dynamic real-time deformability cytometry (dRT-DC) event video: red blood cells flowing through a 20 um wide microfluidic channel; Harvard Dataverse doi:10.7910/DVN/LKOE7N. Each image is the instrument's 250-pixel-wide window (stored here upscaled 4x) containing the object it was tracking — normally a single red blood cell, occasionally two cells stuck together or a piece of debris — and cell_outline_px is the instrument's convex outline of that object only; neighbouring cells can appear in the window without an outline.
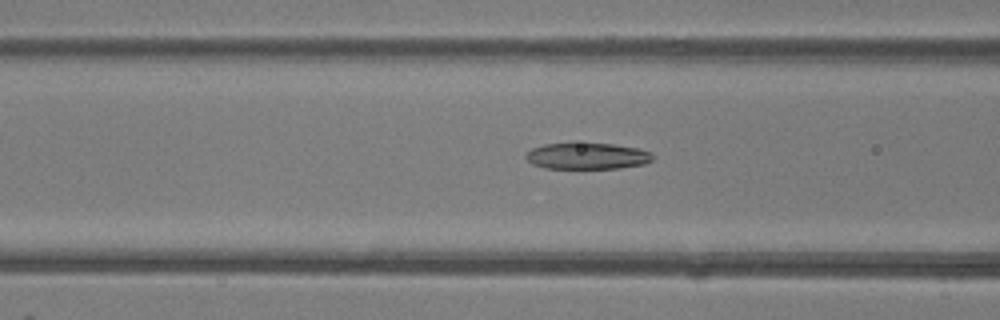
{"species": "common noctule bat (a hibernating species)", "species_latin": "Nyctalus noctula", "temperature_condition": "room temperature", "stored_images_in_passage": 46, "camera_frame_rate_fps": 3000, "um_per_image_px": 0.085, "animal": {"sex": "female"}, "frame": {"image": 1, "passage_image": 18, "time_ms": 5.667, "image_size_px": [1000, 320], "cell_outline_px": [[656, 156], [652, 160], [644, 164], [620, 168], [544, 168], [532, 164], [524, 156], [532, 148], [544, 144], [572, 140], [612, 144], [640, 148], [652, 152]], "centroid_in_image_um": [49.92, 13.21], "position_along_channel_um": 116.7, "area_um2": 20.4}}
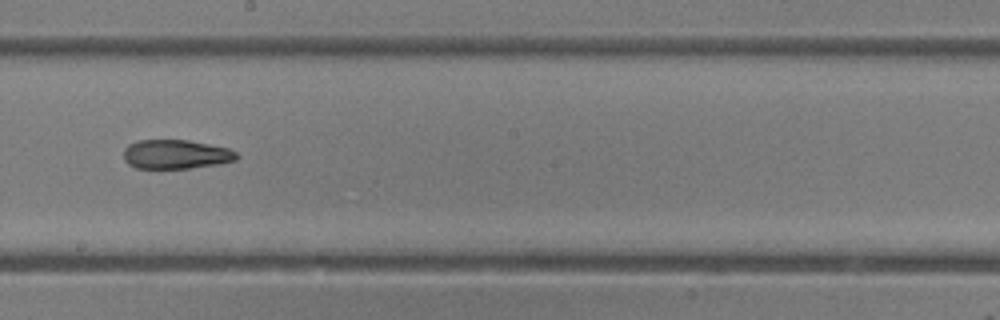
{"frame": {"image": 2, "passage_image": 26, "time_ms": 8.333, "image_size_px": [1000, 320], "cell_outline_px": [[240, 156], [236, 160], [220, 164], [188, 168], [136, 168], [128, 164], [124, 160], [124, 148], [128, 144], [136, 140], [188, 140], [228, 148], [236, 152]], "centroid_in_image_um": [14.94, 13.11], "position_along_channel_um": 233.3, "area_um2": 19.31}}
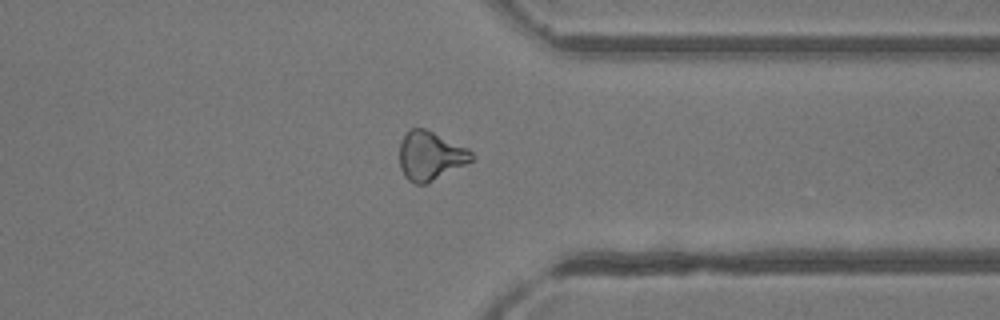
{"frame": {"image": 3, "passage_image": 36, "time_ms": 11.667, "image_size_px": [1000, 320], "cell_outline_px": [[476, 156], [472, 160], [428, 184], [416, 184], [408, 180], [404, 176], [400, 168], [400, 144], [408, 128], [424, 128], [468, 148]], "centroid_in_image_um": [36.57, 13.25], "position_along_channel_um": 374.8, "area_um2": 20.52}, "authors_computed_cell_mechanics": {"area_um2": 20.5768, "velocity_mm_per_s": 4.3523, "shape_relaxation_time_tau1_ms": null, "shape_relaxation_time_tau2_ms": 4.2444, "deformation_change_tau1": null, "deformation_change_tau2": 0.1343}}